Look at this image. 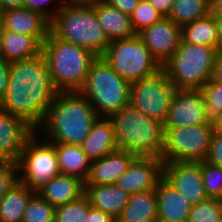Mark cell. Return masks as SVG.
<instances>
[{
	"label": "cell",
	"mask_w": 222,
	"mask_h": 222,
	"mask_svg": "<svg viewBox=\"0 0 222 222\" xmlns=\"http://www.w3.org/2000/svg\"><path fill=\"white\" fill-rule=\"evenodd\" d=\"M52 83L58 92L80 91L96 56L89 50L56 37L51 31L43 50Z\"/></svg>",
	"instance_id": "277c9868"
},
{
	"label": "cell",
	"mask_w": 222,
	"mask_h": 222,
	"mask_svg": "<svg viewBox=\"0 0 222 222\" xmlns=\"http://www.w3.org/2000/svg\"><path fill=\"white\" fill-rule=\"evenodd\" d=\"M63 5V0H24L25 8L42 14L50 22Z\"/></svg>",
	"instance_id": "d590c367"
},
{
	"label": "cell",
	"mask_w": 222,
	"mask_h": 222,
	"mask_svg": "<svg viewBox=\"0 0 222 222\" xmlns=\"http://www.w3.org/2000/svg\"><path fill=\"white\" fill-rule=\"evenodd\" d=\"M0 6L3 10L24 7V0H0Z\"/></svg>",
	"instance_id": "f6af8a7d"
},
{
	"label": "cell",
	"mask_w": 222,
	"mask_h": 222,
	"mask_svg": "<svg viewBox=\"0 0 222 222\" xmlns=\"http://www.w3.org/2000/svg\"><path fill=\"white\" fill-rule=\"evenodd\" d=\"M210 80L218 84H222V51L218 53L213 65Z\"/></svg>",
	"instance_id": "7bdbcfd3"
},
{
	"label": "cell",
	"mask_w": 222,
	"mask_h": 222,
	"mask_svg": "<svg viewBox=\"0 0 222 222\" xmlns=\"http://www.w3.org/2000/svg\"><path fill=\"white\" fill-rule=\"evenodd\" d=\"M163 178L193 206L207 199L201 161L164 162Z\"/></svg>",
	"instance_id": "7c38bea8"
},
{
	"label": "cell",
	"mask_w": 222,
	"mask_h": 222,
	"mask_svg": "<svg viewBox=\"0 0 222 222\" xmlns=\"http://www.w3.org/2000/svg\"><path fill=\"white\" fill-rule=\"evenodd\" d=\"M12 161L0 152V168L7 167Z\"/></svg>",
	"instance_id": "c3c4849f"
},
{
	"label": "cell",
	"mask_w": 222,
	"mask_h": 222,
	"mask_svg": "<svg viewBox=\"0 0 222 222\" xmlns=\"http://www.w3.org/2000/svg\"><path fill=\"white\" fill-rule=\"evenodd\" d=\"M210 0H174L168 15L181 28L210 14Z\"/></svg>",
	"instance_id": "f1b7e54d"
},
{
	"label": "cell",
	"mask_w": 222,
	"mask_h": 222,
	"mask_svg": "<svg viewBox=\"0 0 222 222\" xmlns=\"http://www.w3.org/2000/svg\"><path fill=\"white\" fill-rule=\"evenodd\" d=\"M107 4L116 7L123 13L131 15L136 8L139 0H103Z\"/></svg>",
	"instance_id": "f35d334b"
},
{
	"label": "cell",
	"mask_w": 222,
	"mask_h": 222,
	"mask_svg": "<svg viewBox=\"0 0 222 222\" xmlns=\"http://www.w3.org/2000/svg\"><path fill=\"white\" fill-rule=\"evenodd\" d=\"M97 19L111 42L118 39H127L137 35L130 15H127L103 0L94 3Z\"/></svg>",
	"instance_id": "44dd1931"
},
{
	"label": "cell",
	"mask_w": 222,
	"mask_h": 222,
	"mask_svg": "<svg viewBox=\"0 0 222 222\" xmlns=\"http://www.w3.org/2000/svg\"><path fill=\"white\" fill-rule=\"evenodd\" d=\"M102 57L130 84L162 69L138 35L111 41Z\"/></svg>",
	"instance_id": "ba28073f"
},
{
	"label": "cell",
	"mask_w": 222,
	"mask_h": 222,
	"mask_svg": "<svg viewBox=\"0 0 222 222\" xmlns=\"http://www.w3.org/2000/svg\"><path fill=\"white\" fill-rule=\"evenodd\" d=\"M36 132L24 119L0 105V152L17 163L26 142Z\"/></svg>",
	"instance_id": "2e32d148"
},
{
	"label": "cell",
	"mask_w": 222,
	"mask_h": 222,
	"mask_svg": "<svg viewBox=\"0 0 222 222\" xmlns=\"http://www.w3.org/2000/svg\"><path fill=\"white\" fill-rule=\"evenodd\" d=\"M219 52L216 47L188 44L182 40L162 69L176 89L200 90L210 80Z\"/></svg>",
	"instance_id": "52a82bcc"
},
{
	"label": "cell",
	"mask_w": 222,
	"mask_h": 222,
	"mask_svg": "<svg viewBox=\"0 0 222 222\" xmlns=\"http://www.w3.org/2000/svg\"><path fill=\"white\" fill-rule=\"evenodd\" d=\"M3 28H2V24L0 23V41H1V34H2Z\"/></svg>",
	"instance_id": "816d5d0a"
},
{
	"label": "cell",
	"mask_w": 222,
	"mask_h": 222,
	"mask_svg": "<svg viewBox=\"0 0 222 222\" xmlns=\"http://www.w3.org/2000/svg\"><path fill=\"white\" fill-rule=\"evenodd\" d=\"M209 8L211 16H222V0H210Z\"/></svg>",
	"instance_id": "ee69618b"
},
{
	"label": "cell",
	"mask_w": 222,
	"mask_h": 222,
	"mask_svg": "<svg viewBox=\"0 0 222 222\" xmlns=\"http://www.w3.org/2000/svg\"><path fill=\"white\" fill-rule=\"evenodd\" d=\"M163 160L155 157H136L115 185L129 195L156 189L163 178Z\"/></svg>",
	"instance_id": "5bb4252c"
},
{
	"label": "cell",
	"mask_w": 222,
	"mask_h": 222,
	"mask_svg": "<svg viewBox=\"0 0 222 222\" xmlns=\"http://www.w3.org/2000/svg\"><path fill=\"white\" fill-rule=\"evenodd\" d=\"M99 0H63L64 4H93Z\"/></svg>",
	"instance_id": "7dc6e473"
},
{
	"label": "cell",
	"mask_w": 222,
	"mask_h": 222,
	"mask_svg": "<svg viewBox=\"0 0 222 222\" xmlns=\"http://www.w3.org/2000/svg\"><path fill=\"white\" fill-rule=\"evenodd\" d=\"M17 165L19 182L35 193L61 174L54 144L37 131L26 142Z\"/></svg>",
	"instance_id": "9c48e42d"
},
{
	"label": "cell",
	"mask_w": 222,
	"mask_h": 222,
	"mask_svg": "<svg viewBox=\"0 0 222 222\" xmlns=\"http://www.w3.org/2000/svg\"><path fill=\"white\" fill-rule=\"evenodd\" d=\"M34 194L18 181L0 200V222H22L27 204Z\"/></svg>",
	"instance_id": "4316f807"
},
{
	"label": "cell",
	"mask_w": 222,
	"mask_h": 222,
	"mask_svg": "<svg viewBox=\"0 0 222 222\" xmlns=\"http://www.w3.org/2000/svg\"><path fill=\"white\" fill-rule=\"evenodd\" d=\"M3 9L0 6V23L2 22Z\"/></svg>",
	"instance_id": "f907efd6"
},
{
	"label": "cell",
	"mask_w": 222,
	"mask_h": 222,
	"mask_svg": "<svg viewBox=\"0 0 222 222\" xmlns=\"http://www.w3.org/2000/svg\"><path fill=\"white\" fill-rule=\"evenodd\" d=\"M135 158L134 154L117 149L101 159L93 160L85 184H114Z\"/></svg>",
	"instance_id": "ac0fdd59"
},
{
	"label": "cell",
	"mask_w": 222,
	"mask_h": 222,
	"mask_svg": "<svg viewBox=\"0 0 222 222\" xmlns=\"http://www.w3.org/2000/svg\"><path fill=\"white\" fill-rule=\"evenodd\" d=\"M201 90L177 89L174 93L164 127L207 124Z\"/></svg>",
	"instance_id": "9a60e30c"
},
{
	"label": "cell",
	"mask_w": 222,
	"mask_h": 222,
	"mask_svg": "<svg viewBox=\"0 0 222 222\" xmlns=\"http://www.w3.org/2000/svg\"><path fill=\"white\" fill-rule=\"evenodd\" d=\"M43 44L35 37L3 30L0 41V57L8 62L35 58L42 54Z\"/></svg>",
	"instance_id": "7402d4cb"
},
{
	"label": "cell",
	"mask_w": 222,
	"mask_h": 222,
	"mask_svg": "<svg viewBox=\"0 0 222 222\" xmlns=\"http://www.w3.org/2000/svg\"><path fill=\"white\" fill-rule=\"evenodd\" d=\"M176 88L163 69L130 84V104L162 124L166 121Z\"/></svg>",
	"instance_id": "8fae6325"
},
{
	"label": "cell",
	"mask_w": 222,
	"mask_h": 222,
	"mask_svg": "<svg viewBox=\"0 0 222 222\" xmlns=\"http://www.w3.org/2000/svg\"><path fill=\"white\" fill-rule=\"evenodd\" d=\"M216 131L222 134V120H221V124L216 128Z\"/></svg>",
	"instance_id": "681fc988"
},
{
	"label": "cell",
	"mask_w": 222,
	"mask_h": 222,
	"mask_svg": "<svg viewBox=\"0 0 222 222\" xmlns=\"http://www.w3.org/2000/svg\"><path fill=\"white\" fill-rule=\"evenodd\" d=\"M158 222H188L192 205L162 178L156 188Z\"/></svg>",
	"instance_id": "d6986e66"
},
{
	"label": "cell",
	"mask_w": 222,
	"mask_h": 222,
	"mask_svg": "<svg viewBox=\"0 0 222 222\" xmlns=\"http://www.w3.org/2000/svg\"><path fill=\"white\" fill-rule=\"evenodd\" d=\"M206 161L222 168V134L215 130Z\"/></svg>",
	"instance_id": "74e56055"
},
{
	"label": "cell",
	"mask_w": 222,
	"mask_h": 222,
	"mask_svg": "<svg viewBox=\"0 0 222 222\" xmlns=\"http://www.w3.org/2000/svg\"><path fill=\"white\" fill-rule=\"evenodd\" d=\"M90 208V201L84 194L78 199L56 207L54 222H86Z\"/></svg>",
	"instance_id": "4dcf8cb0"
},
{
	"label": "cell",
	"mask_w": 222,
	"mask_h": 222,
	"mask_svg": "<svg viewBox=\"0 0 222 222\" xmlns=\"http://www.w3.org/2000/svg\"><path fill=\"white\" fill-rule=\"evenodd\" d=\"M85 194L92 208L104 211L114 219H117L121 214V211L127 205L130 198L128 193L115 184H85Z\"/></svg>",
	"instance_id": "cb8c5ba5"
},
{
	"label": "cell",
	"mask_w": 222,
	"mask_h": 222,
	"mask_svg": "<svg viewBox=\"0 0 222 222\" xmlns=\"http://www.w3.org/2000/svg\"><path fill=\"white\" fill-rule=\"evenodd\" d=\"M156 189L130 195L129 202L117 217V222H158Z\"/></svg>",
	"instance_id": "d4e9b609"
},
{
	"label": "cell",
	"mask_w": 222,
	"mask_h": 222,
	"mask_svg": "<svg viewBox=\"0 0 222 222\" xmlns=\"http://www.w3.org/2000/svg\"><path fill=\"white\" fill-rule=\"evenodd\" d=\"M55 208L85 194V182L79 178L60 174L52 178L37 192Z\"/></svg>",
	"instance_id": "603a6c76"
},
{
	"label": "cell",
	"mask_w": 222,
	"mask_h": 222,
	"mask_svg": "<svg viewBox=\"0 0 222 222\" xmlns=\"http://www.w3.org/2000/svg\"><path fill=\"white\" fill-rule=\"evenodd\" d=\"M56 208L35 193L29 200L22 222H54Z\"/></svg>",
	"instance_id": "1f68e13d"
},
{
	"label": "cell",
	"mask_w": 222,
	"mask_h": 222,
	"mask_svg": "<svg viewBox=\"0 0 222 222\" xmlns=\"http://www.w3.org/2000/svg\"><path fill=\"white\" fill-rule=\"evenodd\" d=\"M137 35L161 67L170 59L182 41L181 27L168 17H163L152 26L144 28Z\"/></svg>",
	"instance_id": "4fadbf2b"
},
{
	"label": "cell",
	"mask_w": 222,
	"mask_h": 222,
	"mask_svg": "<svg viewBox=\"0 0 222 222\" xmlns=\"http://www.w3.org/2000/svg\"><path fill=\"white\" fill-rule=\"evenodd\" d=\"M200 90L204 97L207 125L216 129L222 120V84L209 80Z\"/></svg>",
	"instance_id": "f546056e"
},
{
	"label": "cell",
	"mask_w": 222,
	"mask_h": 222,
	"mask_svg": "<svg viewBox=\"0 0 222 222\" xmlns=\"http://www.w3.org/2000/svg\"><path fill=\"white\" fill-rule=\"evenodd\" d=\"M201 170L207 197L222 200V168L205 160Z\"/></svg>",
	"instance_id": "836d02e7"
},
{
	"label": "cell",
	"mask_w": 222,
	"mask_h": 222,
	"mask_svg": "<svg viewBox=\"0 0 222 222\" xmlns=\"http://www.w3.org/2000/svg\"><path fill=\"white\" fill-rule=\"evenodd\" d=\"M18 181L17 163L11 162L7 167L0 168V200Z\"/></svg>",
	"instance_id": "8d00e7d4"
},
{
	"label": "cell",
	"mask_w": 222,
	"mask_h": 222,
	"mask_svg": "<svg viewBox=\"0 0 222 222\" xmlns=\"http://www.w3.org/2000/svg\"><path fill=\"white\" fill-rule=\"evenodd\" d=\"M1 24L3 30L35 36L43 44L50 33L51 22L38 12L17 7L3 10Z\"/></svg>",
	"instance_id": "e0dca14e"
},
{
	"label": "cell",
	"mask_w": 222,
	"mask_h": 222,
	"mask_svg": "<svg viewBox=\"0 0 222 222\" xmlns=\"http://www.w3.org/2000/svg\"><path fill=\"white\" fill-rule=\"evenodd\" d=\"M98 117L80 91L58 92L36 131L52 143L80 145Z\"/></svg>",
	"instance_id": "7a4b0ae2"
},
{
	"label": "cell",
	"mask_w": 222,
	"mask_h": 222,
	"mask_svg": "<svg viewBox=\"0 0 222 222\" xmlns=\"http://www.w3.org/2000/svg\"><path fill=\"white\" fill-rule=\"evenodd\" d=\"M58 38L79 45L102 57L110 43L98 22L93 4H64L51 21Z\"/></svg>",
	"instance_id": "5b68a950"
},
{
	"label": "cell",
	"mask_w": 222,
	"mask_h": 222,
	"mask_svg": "<svg viewBox=\"0 0 222 222\" xmlns=\"http://www.w3.org/2000/svg\"><path fill=\"white\" fill-rule=\"evenodd\" d=\"M222 219V200L207 198L191 207L188 222H217Z\"/></svg>",
	"instance_id": "d6a6232c"
},
{
	"label": "cell",
	"mask_w": 222,
	"mask_h": 222,
	"mask_svg": "<svg viewBox=\"0 0 222 222\" xmlns=\"http://www.w3.org/2000/svg\"><path fill=\"white\" fill-rule=\"evenodd\" d=\"M182 40L188 44L212 46L219 49L216 22L210 14L181 28Z\"/></svg>",
	"instance_id": "83f0119b"
},
{
	"label": "cell",
	"mask_w": 222,
	"mask_h": 222,
	"mask_svg": "<svg viewBox=\"0 0 222 222\" xmlns=\"http://www.w3.org/2000/svg\"><path fill=\"white\" fill-rule=\"evenodd\" d=\"M114 219L110 214L105 213L104 211L90 208L86 217V222H114Z\"/></svg>",
	"instance_id": "60d3db41"
},
{
	"label": "cell",
	"mask_w": 222,
	"mask_h": 222,
	"mask_svg": "<svg viewBox=\"0 0 222 222\" xmlns=\"http://www.w3.org/2000/svg\"><path fill=\"white\" fill-rule=\"evenodd\" d=\"M163 162H199L208 157L215 128L207 124L164 127Z\"/></svg>",
	"instance_id": "30bf717a"
},
{
	"label": "cell",
	"mask_w": 222,
	"mask_h": 222,
	"mask_svg": "<svg viewBox=\"0 0 222 222\" xmlns=\"http://www.w3.org/2000/svg\"><path fill=\"white\" fill-rule=\"evenodd\" d=\"M80 92L99 117H109L130 103V83L121 78L103 57L91 63Z\"/></svg>",
	"instance_id": "8992f818"
},
{
	"label": "cell",
	"mask_w": 222,
	"mask_h": 222,
	"mask_svg": "<svg viewBox=\"0 0 222 222\" xmlns=\"http://www.w3.org/2000/svg\"><path fill=\"white\" fill-rule=\"evenodd\" d=\"M148 2L164 17H168L172 9L174 0H148Z\"/></svg>",
	"instance_id": "b9f144b4"
},
{
	"label": "cell",
	"mask_w": 222,
	"mask_h": 222,
	"mask_svg": "<svg viewBox=\"0 0 222 222\" xmlns=\"http://www.w3.org/2000/svg\"><path fill=\"white\" fill-rule=\"evenodd\" d=\"M80 147L92 161L119 149L111 120L108 117H98Z\"/></svg>",
	"instance_id": "ffe728a7"
},
{
	"label": "cell",
	"mask_w": 222,
	"mask_h": 222,
	"mask_svg": "<svg viewBox=\"0 0 222 222\" xmlns=\"http://www.w3.org/2000/svg\"><path fill=\"white\" fill-rule=\"evenodd\" d=\"M10 62L0 57V101L7 90Z\"/></svg>",
	"instance_id": "ab89813d"
},
{
	"label": "cell",
	"mask_w": 222,
	"mask_h": 222,
	"mask_svg": "<svg viewBox=\"0 0 222 222\" xmlns=\"http://www.w3.org/2000/svg\"><path fill=\"white\" fill-rule=\"evenodd\" d=\"M58 91L44 54L10 63L7 90L0 105L37 130Z\"/></svg>",
	"instance_id": "6da1fadb"
},
{
	"label": "cell",
	"mask_w": 222,
	"mask_h": 222,
	"mask_svg": "<svg viewBox=\"0 0 222 222\" xmlns=\"http://www.w3.org/2000/svg\"><path fill=\"white\" fill-rule=\"evenodd\" d=\"M214 19L216 22L218 38H219V50L222 51V16L214 17Z\"/></svg>",
	"instance_id": "bcb514c9"
},
{
	"label": "cell",
	"mask_w": 222,
	"mask_h": 222,
	"mask_svg": "<svg viewBox=\"0 0 222 222\" xmlns=\"http://www.w3.org/2000/svg\"><path fill=\"white\" fill-rule=\"evenodd\" d=\"M58 156V165L61 174L87 179L92 160H90L80 145L53 143Z\"/></svg>",
	"instance_id": "484cf974"
},
{
	"label": "cell",
	"mask_w": 222,
	"mask_h": 222,
	"mask_svg": "<svg viewBox=\"0 0 222 222\" xmlns=\"http://www.w3.org/2000/svg\"><path fill=\"white\" fill-rule=\"evenodd\" d=\"M163 17L164 16L156 10L148 0H139L133 13L130 15L136 33H139L146 27L152 26Z\"/></svg>",
	"instance_id": "e575fe53"
},
{
	"label": "cell",
	"mask_w": 222,
	"mask_h": 222,
	"mask_svg": "<svg viewBox=\"0 0 222 222\" xmlns=\"http://www.w3.org/2000/svg\"><path fill=\"white\" fill-rule=\"evenodd\" d=\"M108 118L113 124L119 149L136 157L162 159L165 130L161 122L143 114L130 103Z\"/></svg>",
	"instance_id": "3957f363"
}]
</instances>
